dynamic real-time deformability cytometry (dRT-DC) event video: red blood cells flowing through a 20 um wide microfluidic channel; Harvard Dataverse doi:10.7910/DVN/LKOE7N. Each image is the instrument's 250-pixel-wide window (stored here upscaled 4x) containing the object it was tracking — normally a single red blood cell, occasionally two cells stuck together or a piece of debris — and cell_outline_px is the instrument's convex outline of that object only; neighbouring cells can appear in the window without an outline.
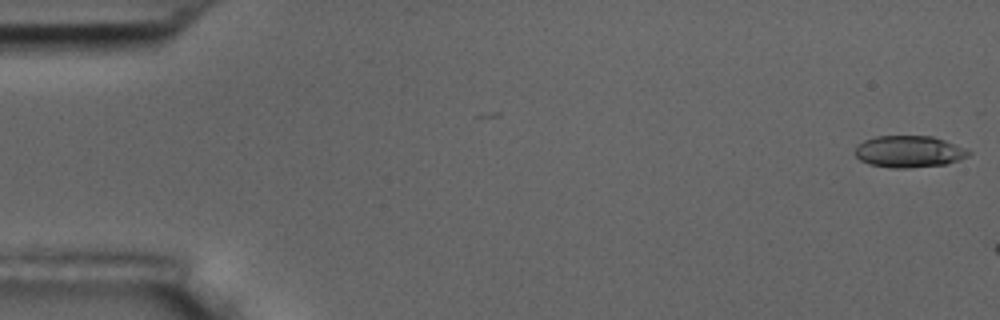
{"species": "common noctule bat (a hibernating species)", "species_latin": "Nyctalus noctula", "temperature_condition": "room temperature", "stored_images_in_passage": 3, "camera_frame_rate_fps": 3000, "um_per_image_px": 0.085, "animal": {"sex": "male", "body_mass_g": 17.5, "forearm_length_mm": 52.3}, "frame": {"image": 1, "passage_image": 1, "time_ms": 0.0, "image_size_px": [1000, 320], "cell_outline_px": [[972, 152], [968, 156], [960, 160], [948, 164], [904, 168], [892, 168], [868, 164], [860, 160], [856, 156], [856, 148], [864, 140], [876, 136], [932, 136], [968, 148]], "centroid_in_image_um": [77.31, 12.89], "position_along_channel_um": 7.7, "area_um2": 21.1}}